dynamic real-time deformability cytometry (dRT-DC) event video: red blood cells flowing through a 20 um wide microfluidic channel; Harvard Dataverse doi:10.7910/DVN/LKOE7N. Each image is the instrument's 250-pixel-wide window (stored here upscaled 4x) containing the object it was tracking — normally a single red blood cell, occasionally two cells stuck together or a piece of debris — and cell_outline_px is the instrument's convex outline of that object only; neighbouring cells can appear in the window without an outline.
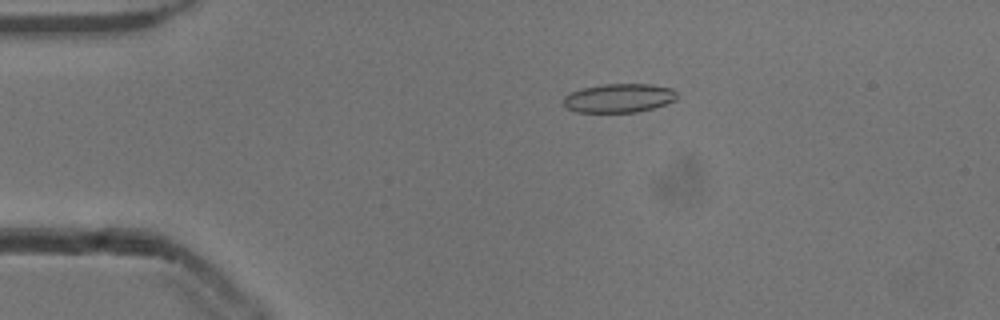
{"species": "common noctule bat (a hibernating species)", "species_latin": "Nyctalus noctula", "temperature_condition": "cold", "stored_images_in_passage": 53, "camera_frame_rate_fps": 3000, "um_per_image_px": 0.085, "animal": {"sex": "male", "body_mass_g": 13.3}, "frame": {"image": 1, "passage_image": 11, "time_ms": 3.333, "image_size_px": [1000, 320], "cell_outline_px": [[676, 100], [652, 108], [636, 112], [576, 112], [564, 108], [564, 96], [580, 88], [604, 84], [652, 84], [672, 88], [676, 92]], "centroid_in_image_um": [52.58, 8.33], "position_along_channel_um": 32.4, "area_um2": 19.13}}
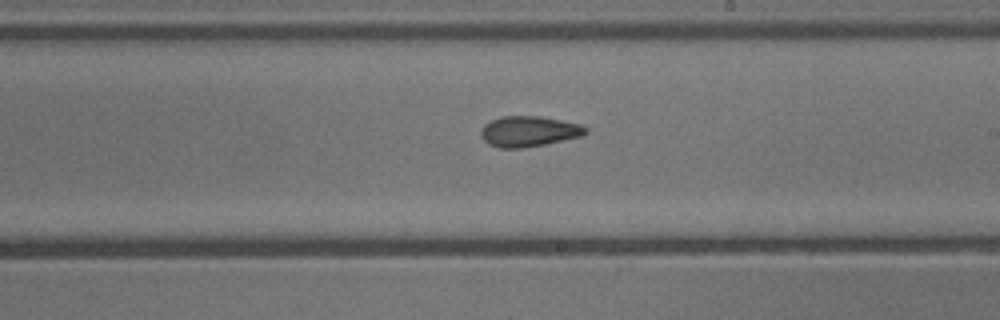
{"frame": {"image": 2, "passage_image": 31, "time_ms": 10.0, "image_size_px": [1000, 320], "cell_outline_px": [[588, 132], [580, 136], [544, 144], [520, 148], [500, 148], [488, 144], [480, 136], [480, 132], [484, 124], [500, 116], [540, 116], [580, 124], [588, 128]], "centroid_in_image_um": [44.92, 11.16], "position_along_channel_um": 244.1, "area_um2": 18.55}}
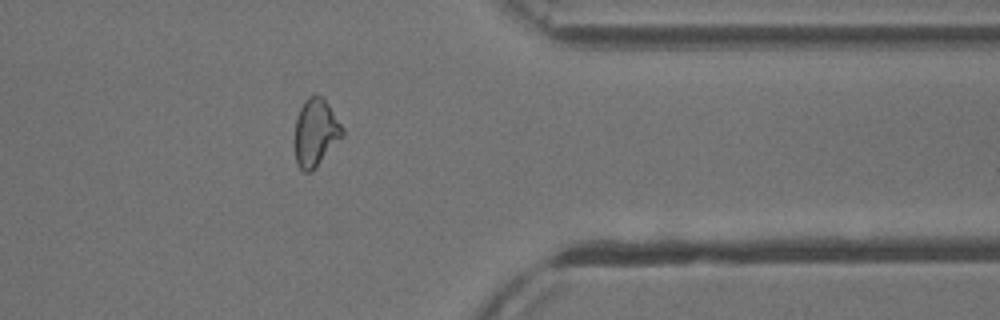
{"frame": {"image": 3, "passage_image": 43, "time_ms": 14.0, "image_size_px": [1000, 320], "cell_outline_px": [[344, 136], [312, 172], [304, 172], [296, 164], [292, 140], [296, 120], [300, 108], [304, 100], [308, 96], [320, 96], [328, 104], [344, 128]], "centroid_in_image_um": [26.79, 11.32], "position_along_channel_um": 384.6, "area_um2": 19.25}, "authors_computed_cell_mechanics": {"area_um2": 18.9006, "velocity_mm_per_s": 3.8622, "shape_relaxation_time_tau1_ms": null, "shape_relaxation_time_tau2_ms": 2.6125, "deformation_change_tau1": null, "deformation_change_tau2": 0.0855}}